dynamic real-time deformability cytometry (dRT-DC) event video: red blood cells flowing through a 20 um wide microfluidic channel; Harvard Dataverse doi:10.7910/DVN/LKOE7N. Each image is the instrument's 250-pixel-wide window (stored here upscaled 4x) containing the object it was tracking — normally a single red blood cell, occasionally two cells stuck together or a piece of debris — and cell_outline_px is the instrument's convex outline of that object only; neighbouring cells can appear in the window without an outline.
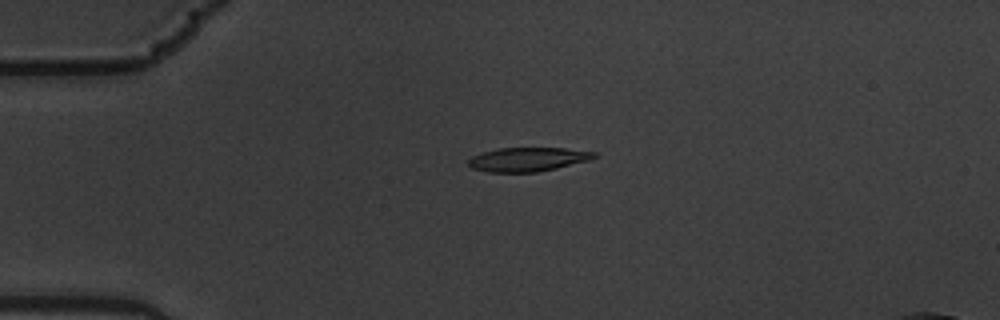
{"species": "common noctule bat (a hibernating species)", "species_latin": "Nyctalus noctula", "temperature_condition": "warm", "stored_images_in_passage": 3, "camera_frame_rate_fps": 3000, "um_per_image_px": 0.085, "animal": {"sex": "male", "body_mass_g": 19.5, "forearm_length_mm": 54.6}, "frame": {"image": 1, "passage_image": 1, "time_ms": 0.0, "image_size_px": [1000, 320], "cell_outline_px": [[596, 156], [588, 160], [556, 168], [536, 172], [488, 172], [472, 168], [468, 164], [468, 160], [472, 156], [484, 152], [500, 148], [564, 148], [596, 152]], "centroid_in_image_um": [44.84, 13.54], "position_along_channel_um": 40.2, "area_um2": 17.34}}
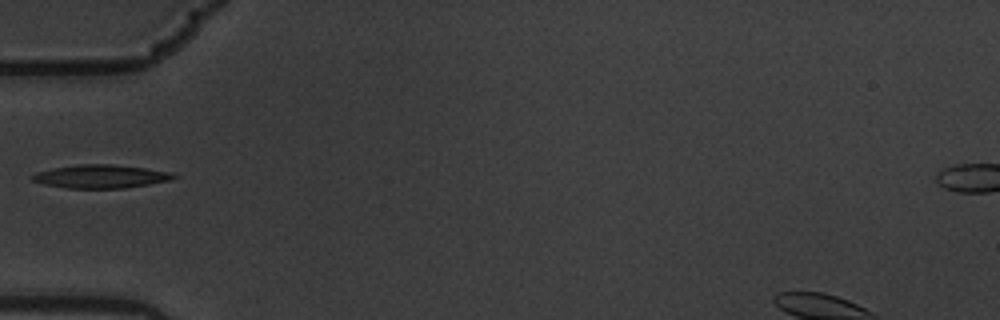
{"frame": {"image": 2, "passage_image": 3, "time_ms": 0.667, "image_size_px": [1000, 320], "cell_outline_px": [[176, 176], [172, 180], [124, 188], [68, 188], [44, 184], [32, 180], [28, 176], [36, 172], [52, 168], [80, 164], [112, 164], [144, 168], [172, 172]], "centroid_in_image_um": [8.53, 14.99], "position_along_channel_um": 76.5, "area_um2": 19.19}}